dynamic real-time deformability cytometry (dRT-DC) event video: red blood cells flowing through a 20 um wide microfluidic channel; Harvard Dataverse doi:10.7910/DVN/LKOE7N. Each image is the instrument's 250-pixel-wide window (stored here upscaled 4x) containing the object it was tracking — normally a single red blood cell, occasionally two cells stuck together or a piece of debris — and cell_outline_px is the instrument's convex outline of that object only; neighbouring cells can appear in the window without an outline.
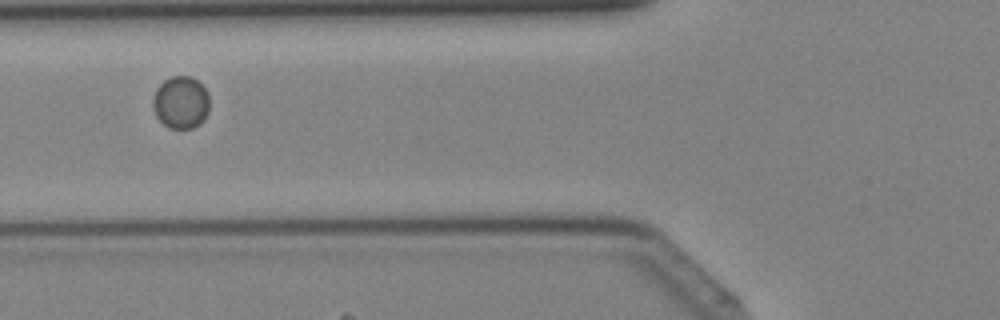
{"species": "Egyptian fruit bat (a non-hibernating species)", "species_latin": "Rousettus aegyptiacus", "temperature_condition": "cold", "stored_images_in_passage": 36, "camera_frame_rate_fps": 3000, "um_per_image_px": 0.085, "animal": {"sex": "female"}, "frame": {"image": 1, "passage_image": 10, "time_ms": 3.0, "image_size_px": [1000, 320], "cell_outline_px": [[208, 112], [200, 124], [192, 128], [168, 128], [156, 116], [152, 104], [152, 100], [156, 88], [164, 80], [172, 76], [188, 76], [196, 80], [208, 92]], "centroid_in_image_um": [15.35, 8.71], "position_along_channel_um": 110.4, "area_um2": 17.22}}
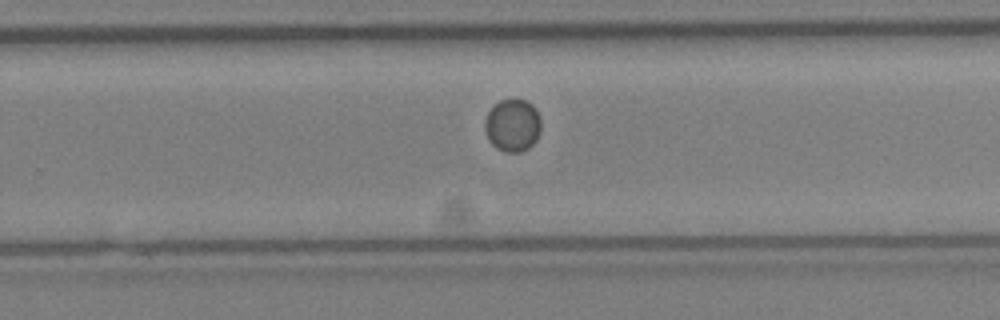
{"frame": {"image": 2, "passage_image": 21, "time_ms": 6.667, "image_size_px": [1000, 320], "cell_outline_px": [[540, 132], [536, 140], [528, 148], [520, 152], [504, 152], [496, 148], [488, 140], [484, 128], [484, 124], [488, 112], [500, 100], [524, 100], [532, 104], [536, 108], [540, 116]], "centroid_in_image_um": [43.57, 10.67], "position_along_channel_um": 286.2, "area_um2": 17.22}}
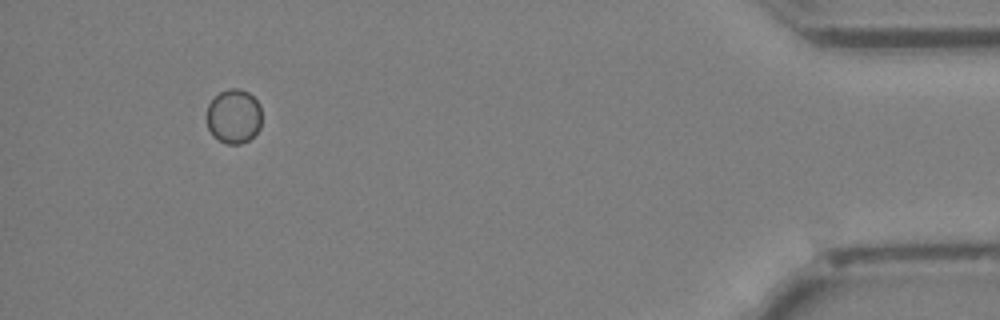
{"frame": {"image": 3, "passage_image": 33, "time_ms": 10.667, "image_size_px": [1000, 320], "cell_outline_px": [[260, 128], [248, 140], [240, 144], [228, 144], [212, 136], [208, 128], [208, 104], [220, 92], [228, 88], [240, 88], [248, 92], [260, 104]], "centroid_in_image_um": [19.87, 9.88], "position_along_channel_um": 415.3, "area_um2": 17.28}}